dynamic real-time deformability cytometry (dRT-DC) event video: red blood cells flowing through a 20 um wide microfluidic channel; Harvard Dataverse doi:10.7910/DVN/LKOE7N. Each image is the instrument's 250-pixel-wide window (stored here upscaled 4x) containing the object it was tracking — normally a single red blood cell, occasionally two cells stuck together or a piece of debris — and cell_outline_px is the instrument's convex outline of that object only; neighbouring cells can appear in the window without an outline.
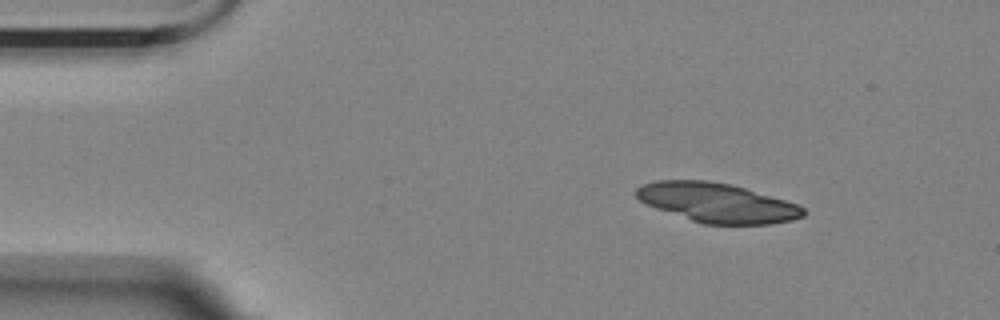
{"species": "Egyptian fruit bat (a non-hibernating species)", "species_latin": "Rousettus aegyptiacus", "temperature_condition": "room temperature", "stored_images_in_passage": 5, "camera_frame_rate_fps": 3000, "um_per_image_px": 0.085, "animal": {"sex": "female"}, "frame": {"image": 1, "passage_image": 2, "time_ms": 1.0, "image_size_px": [1000, 320], "cell_outline_px": [[808, 212], [804, 216], [792, 220], [768, 224], [704, 224], [656, 208], [640, 200], [636, 196], [636, 188], [644, 184], [656, 180], [708, 180], [732, 184], [800, 204]], "centroid_in_image_um": [61.01, 17.22], "position_along_channel_um": 24.0, "area_um2": 38.32}}